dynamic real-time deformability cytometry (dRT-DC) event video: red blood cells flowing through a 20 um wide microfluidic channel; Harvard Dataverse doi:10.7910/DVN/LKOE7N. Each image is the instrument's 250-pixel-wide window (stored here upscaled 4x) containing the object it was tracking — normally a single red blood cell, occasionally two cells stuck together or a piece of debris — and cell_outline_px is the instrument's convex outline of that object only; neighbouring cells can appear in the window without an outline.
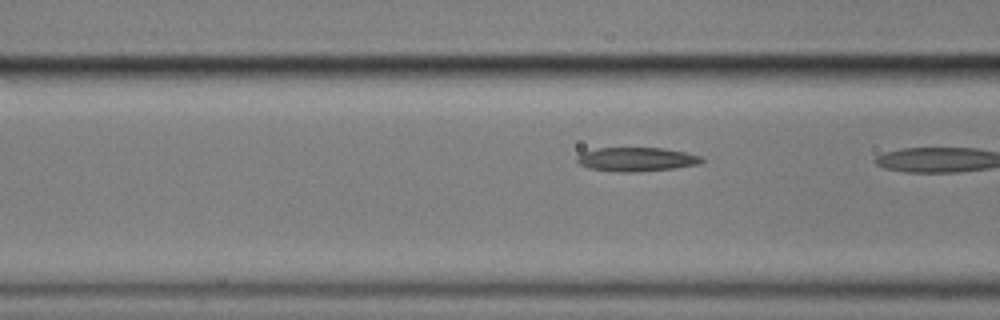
{"species": "common noctule bat (a hibernating species)", "species_latin": "Nyctalus noctula", "temperature_condition": "cold", "stored_images_in_passage": 21, "camera_frame_rate_fps": 3000, "um_per_image_px": 0.085, "animal": {"sex": "male", "body_mass_g": 17.9}, "frame": {"image": 1, "passage_image": 20, "time_ms": 6.333, "image_size_px": [1000, 320], "cell_outline_px": [[704, 160], [700, 164], [676, 168], [636, 172], [620, 172], [588, 168], [580, 164], [576, 160], [576, 156], [580, 152], [596, 148], [660, 148], [684, 152], [700, 156]], "centroid_in_image_um": [54.06, 13.54], "position_along_channel_um": 112.5, "area_um2": 17.46}}